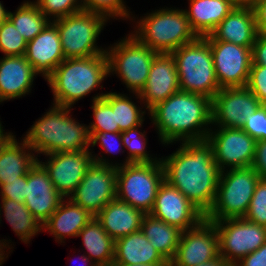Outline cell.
<instances>
[{
    "instance_id": "cell-1",
    "label": "cell",
    "mask_w": 266,
    "mask_h": 266,
    "mask_svg": "<svg viewBox=\"0 0 266 266\" xmlns=\"http://www.w3.org/2000/svg\"><path fill=\"white\" fill-rule=\"evenodd\" d=\"M181 144L170 156L161 158L165 181L206 215L214 204L221 170L207 140Z\"/></svg>"
},
{
    "instance_id": "cell-2",
    "label": "cell",
    "mask_w": 266,
    "mask_h": 266,
    "mask_svg": "<svg viewBox=\"0 0 266 266\" xmlns=\"http://www.w3.org/2000/svg\"><path fill=\"white\" fill-rule=\"evenodd\" d=\"M148 114L151 115V121L163 144L180 140H206L211 130L208 125H212V100L200 94L179 90L158 103Z\"/></svg>"
},
{
    "instance_id": "cell-3",
    "label": "cell",
    "mask_w": 266,
    "mask_h": 266,
    "mask_svg": "<svg viewBox=\"0 0 266 266\" xmlns=\"http://www.w3.org/2000/svg\"><path fill=\"white\" fill-rule=\"evenodd\" d=\"M71 107L54 105L36 121L27 134L25 143L31 150L48 155L56 152L90 150L88 126L69 116Z\"/></svg>"
},
{
    "instance_id": "cell-4",
    "label": "cell",
    "mask_w": 266,
    "mask_h": 266,
    "mask_svg": "<svg viewBox=\"0 0 266 266\" xmlns=\"http://www.w3.org/2000/svg\"><path fill=\"white\" fill-rule=\"evenodd\" d=\"M108 72L107 54L67 58L45 79L54 96V105L72 107L102 83Z\"/></svg>"
},
{
    "instance_id": "cell-5",
    "label": "cell",
    "mask_w": 266,
    "mask_h": 266,
    "mask_svg": "<svg viewBox=\"0 0 266 266\" xmlns=\"http://www.w3.org/2000/svg\"><path fill=\"white\" fill-rule=\"evenodd\" d=\"M137 23L132 35L156 53L171 54L198 38L182 9L155 10Z\"/></svg>"
},
{
    "instance_id": "cell-6",
    "label": "cell",
    "mask_w": 266,
    "mask_h": 266,
    "mask_svg": "<svg viewBox=\"0 0 266 266\" xmlns=\"http://www.w3.org/2000/svg\"><path fill=\"white\" fill-rule=\"evenodd\" d=\"M171 54L176 62L180 90L212 100L221 88L215 74L210 43L204 37H198Z\"/></svg>"
},
{
    "instance_id": "cell-7",
    "label": "cell",
    "mask_w": 266,
    "mask_h": 266,
    "mask_svg": "<svg viewBox=\"0 0 266 266\" xmlns=\"http://www.w3.org/2000/svg\"><path fill=\"white\" fill-rule=\"evenodd\" d=\"M260 178L252 167L222 171L214 204L205 219L244 218Z\"/></svg>"
},
{
    "instance_id": "cell-8",
    "label": "cell",
    "mask_w": 266,
    "mask_h": 266,
    "mask_svg": "<svg viewBox=\"0 0 266 266\" xmlns=\"http://www.w3.org/2000/svg\"><path fill=\"white\" fill-rule=\"evenodd\" d=\"M164 180L160 158L158 162L121 166L117 168L116 198L149 214Z\"/></svg>"
},
{
    "instance_id": "cell-9",
    "label": "cell",
    "mask_w": 266,
    "mask_h": 266,
    "mask_svg": "<svg viewBox=\"0 0 266 266\" xmlns=\"http://www.w3.org/2000/svg\"><path fill=\"white\" fill-rule=\"evenodd\" d=\"M107 21L105 17L87 11L52 20L58 29L65 59L106 53L107 49L96 46V41Z\"/></svg>"
},
{
    "instance_id": "cell-10",
    "label": "cell",
    "mask_w": 266,
    "mask_h": 266,
    "mask_svg": "<svg viewBox=\"0 0 266 266\" xmlns=\"http://www.w3.org/2000/svg\"><path fill=\"white\" fill-rule=\"evenodd\" d=\"M108 72L118 73L126 88L139 94L145 86L154 57L158 54L132 34L106 50Z\"/></svg>"
},
{
    "instance_id": "cell-11",
    "label": "cell",
    "mask_w": 266,
    "mask_h": 266,
    "mask_svg": "<svg viewBox=\"0 0 266 266\" xmlns=\"http://www.w3.org/2000/svg\"><path fill=\"white\" fill-rule=\"evenodd\" d=\"M208 221L217 228L220 257L232 266L266 242V227L245 218Z\"/></svg>"
},
{
    "instance_id": "cell-12",
    "label": "cell",
    "mask_w": 266,
    "mask_h": 266,
    "mask_svg": "<svg viewBox=\"0 0 266 266\" xmlns=\"http://www.w3.org/2000/svg\"><path fill=\"white\" fill-rule=\"evenodd\" d=\"M218 129L210 130L206 140L212 145L214 160L221 172L227 167H252L257 140L242 128Z\"/></svg>"
},
{
    "instance_id": "cell-13",
    "label": "cell",
    "mask_w": 266,
    "mask_h": 266,
    "mask_svg": "<svg viewBox=\"0 0 266 266\" xmlns=\"http://www.w3.org/2000/svg\"><path fill=\"white\" fill-rule=\"evenodd\" d=\"M117 168L93 162L70 199L96 216L116 198Z\"/></svg>"
},
{
    "instance_id": "cell-14",
    "label": "cell",
    "mask_w": 266,
    "mask_h": 266,
    "mask_svg": "<svg viewBox=\"0 0 266 266\" xmlns=\"http://www.w3.org/2000/svg\"><path fill=\"white\" fill-rule=\"evenodd\" d=\"M219 257L217 228L204 218L194 228L182 231L176 255L169 266H196Z\"/></svg>"
},
{
    "instance_id": "cell-15",
    "label": "cell",
    "mask_w": 266,
    "mask_h": 266,
    "mask_svg": "<svg viewBox=\"0 0 266 266\" xmlns=\"http://www.w3.org/2000/svg\"><path fill=\"white\" fill-rule=\"evenodd\" d=\"M220 88L246 87L252 49L224 41H208Z\"/></svg>"
},
{
    "instance_id": "cell-16",
    "label": "cell",
    "mask_w": 266,
    "mask_h": 266,
    "mask_svg": "<svg viewBox=\"0 0 266 266\" xmlns=\"http://www.w3.org/2000/svg\"><path fill=\"white\" fill-rule=\"evenodd\" d=\"M49 156L47 162H38L49 174L56 191L64 198H69L94 162L89 150L77 152H56Z\"/></svg>"
},
{
    "instance_id": "cell-17",
    "label": "cell",
    "mask_w": 266,
    "mask_h": 266,
    "mask_svg": "<svg viewBox=\"0 0 266 266\" xmlns=\"http://www.w3.org/2000/svg\"><path fill=\"white\" fill-rule=\"evenodd\" d=\"M260 106L247 87L222 88L212 99V125L242 128L246 118Z\"/></svg>"
},
{
    "instance_id": "cell-18",
    "label": "cell",
    "mask_w": 266,
    "mask_h": 266,
    "mask_svg": "<svg viewBox=\"0 0 266 266\" xmlns=\"http://www.w3.org/2000/svg\"><path fill=\"white\" fill-rule=\"evenodd\" d=\"M149 214L182 231L194 228L205 218L195 205L165 180L158 189Z\"/></svg>"
},
{
    "instance_id": "cell-19",
    "label": "cell",
    "mask_w": 266,
    "mask_h": 266,
    "mask_svg": "<svg viewBox=\"0 0 266 266\" xmlns=\"http://www.w3.org/2000/svg\"><path fill=\"white\" fill-rule=\"evenodd\" d=\"M180 90L176 62L172 54L158 53L152 62L145 86L136 98L150 111ZM145 101V102H144Z\"/></svg>"
},
{
    "instance_id": "cell-20",
    "label": "cell",
    "mask_w": 266,
    "mask_h": 266,
    "mask_svg": "<svg viewBox=\"0 0 266 266\" xmlns=\"http://www.w3.org/2000/svg\"><path fill=\"white\" fill-rule=\"evenodd\" d=\"M24 204L42 224L56 211L64 199L49 178L48 172L37 161L26 174Z\"/></svg>"
},
{
    "instance_id": "cell-21",
    "label": "cell",
    "mask_w": 266,
    "mask_h": 266,
    "mask_svg": "<svg viewBox=\"0 0 266 266\" xmlns=\"http://www.w3.org/2000/svg\"><path fill=\"white\" fill-rule=\"evenodd\" d=\"M24 56L45 79L65 60L58 29L52 22L27 43Z\"/></svg>"
},
{
    "instance_id": "cell-22",
    "label": "cell",
    "mask_w": 266,
    "mask_h": 266,
    "mask_svg": "<svg viewBox=\"0 0 266 266\" xmlns=\"http://www.w3.org/2000/svg\"><path fill=\"white\" fill-rule=\"evenodd\" d=\"M258 35L252 8L234 7L211 32L207 41H224L252 49Z\"/></svg>"
},
{
    "instance_id": "cell-23",
    "label": "cell",
    "mask_w": 266,
    "mask_h": 266,
    "mask_svg": "<svg viewBox=\"0 0 266 266\" xmlns=\"http://www.w3.org/2000/svg\"><path fill=\"white\" fill-rule=\"evenodd\" d=\"M39 73L24 55L5 56L0 59V102L17 99L31 90ZM35 76V77H34Z\"/></svg>"
},
{
    "instance_id": "cell-24",
    "label": "cell",
    "mask_w": 266,
    "mask_h": 266,
    "mask_svg": "<svg viewBox=\"0 0 266 266\" xmlns=\"http://www.w3.org/2000/svg\"><path fill=\"white\" fill-rule=\"evenodd\" d=\"M144 215L141 210L115 198L95 217L108 235L116 241L141 230Z\"/></svg>"
},
{
    "instance_id": "cell-25",
    "label": "cell",
    "mask_w": 266,
    "mask_h": 266,
    "mask_svg": "<svg viewBox=\"0 0 266 266\" xmlns=\"http://www.w3.org/2000/svg\"><path fill=\"white\" fill-rule=\"evenodd\" d=\"M189 10H184L190 27L198 37L210 35L233 10L232 0H189Z\"/></svg>"
},
{
    "instance_id": "cell-26",
    "label": "cell",
    "mask_w": 266,
    "mask_h": 266,
    "mask_svg": "<svg viewBox=\"0 0 266 266\" xmlns=\"http://www.w3.org/2000/svg\"><path fill=\"white\" fill-rule=\"evenodd\" d=\"M169 264L141 230L115 241L113 265Z\"/></svg>"
},
{
    "instance_id": "cell-27",
    "label": "cell",
    "mask_w": 266,
    "mask_h": 266,
    "mask_svg": "<svg viewBox=\"0 0 266 266\" xmlns=\"http://www.w3.org/2000/svg\"><path fill=\"white\" fill-rule=\"evenodd\" d=\"M91 218L93 215L83 207L78 206L70 198L66 202L64 198L56 211L42 224V229L48 230L57 242L62 243L65 236L77 237Z\"/></svg>"
},
{
    "instance_id": "cell-28",
    "label": "cell",
    "mask_w": 266,
    "mask_h": 266,
    "mask_svg": "<svg viewBox=\"0 0 266 266\" xmlns=\"http://www.w3.org/2000/svg\"><path fill=\"white\" fill-rule=\"evenodd\" d=\"M15 138L11 135L0 148V186L26 175L38 161L25 141Z\"/></svg>"
},
{
    "instance_id": "cell-29",
    "label": "cell",
    "mask_w": 266,
    "mask_h": 266,
    "mask_svg": "<svg viewBox=\"0 0 266 266\" xmlns=\"http://www.w3.org/2000/svg\"><path fill=\"white\" fill-rule=\"evenodd\" d=\"M88 258L97 266H112L115 255V240L103 229L95 216L79 231Z\"/></svg>"
},
{
    "instance_id": "cell-30",
    "label": "cell",
    "mask_w": 266,
    "mask_h": 266,
    "mask_svg": "<svg viewBox=\"0 0 266 266\" xmlns=\"http://www.w3.org/2000/svg\"><path fill=\"white\" fill-rule=\"evenodd\" d=\"M141 231L150 244L170 263L176 255L182 230L150 214H145L141 223Z\"/></svg>"
},
{
    "instance_id": "cell-31",
    "label": "cell",
    "mask_w": 266,
    "mask_h": 266,
    "mask_svg": "<svg viewBox=\"0 0 266 266\" xmlns=\"http://www.w3.org/2000/svg\"><path fill=\"white\" fill-rule=\"evenodd\" d=\"M1 199L0 209H3L5 219L20 240L28 243L34 235L43 230L42 223L33 216L24 203L7 198Z\"/></svg>"
},
{
    "instance_id": "cell-32",
    "label": "cell",
    "mask_w": 266,
    "mask_h": 266,
    "mask_svg": "<svg viewBox=\"0 0 266 266\" xmlns=\"http://www.w3.org/2000/svg\"><path fill=\"white\" fill-rule=\"evenodd\" d=\"M8 19L13 23L24 40L28 43L34 39L51 22L34 2H24L17 11L8 13Z\"/></svg>"
},
{
    "instance_id": "cell-33",
    "label": "cell",
    "mask_w": 266,
    "mask_h": 266,
    "mask_svg": "<svg viewBox=\"0 0 266 266\" xmlns=\"http://www.w3.org/2000/svg\"><path fill=\"white\" fill-rule=\"evenodd\" d=\"M130 128L129 130H125L121 132V137H122V143L125 148L129 150V154L126 157L123 164H110L108 160L106 161V158L102 159L97 156H92L93 160L95 163L102 164V165H109L113 166L115 168H119L121 166H126L130 163H153V162H158L159 159L157 160L156 157L153 159L151 156L148 154L146 150V144H147V139L145 134L140 132L138 130V127ZM145 137V138H144ZM150 156V157H149ZM97 157V158H96ZM120 165V166H119Z\"/></svg>"
},
{
    "instance_id": "cell-34",
    "label": "cell",
    "mask_w": 266,
    "mask_h": 266,
    "mask_svg": "<svg viewBox=\"0 0 266 266\" xmlns=\"http://www.w3.org/2000/svg\"><path fill=\"white\" fill-rule=\"evenodd\" d=\"M115 111V126H119L121 132L140 126L144 121L145 111L135 105L124 94L110 92L103 97Z\"/></svg>"
},
{
    "instance_id": "cell-35",
    "label": "cell",
    "mask_w": 266,
    "mask_h": 266,
    "mask_svg": "<svg viewBox=\"0 0 266 266\" xmlns=\"http://www.w3.org/2000/svg\"><path fill=\"white\" fill-rule=\"evenodd\" d=\"M106 94L93 97L92 106L94 122L88 126L89 132H121L119 126H115V111L103 98Z\"/></svg>"
},
{
    "instance_id": "cell-36",
    "label": "cell",
    "mask_w": 266,
    "mask_h": 266,
    "mask_svg": "<svg viewBox=\"0 0 266 266\" xmlns=\"http://www.w3.org/2000/svg\"><path fill=\"white\" fill-rule=\"evenodd\" d=\"M26 46L27 42L18 29L7 19L0 26V51L5 56L25 55Z\"/></svg>"
},
{
    "instance_id": "cell-37",
    "label": "cell",
    "mask_w": 266,
    "mask_h": 266,
    "mask_svg": "<svg viewBox=\"0 0 266 266\" xmlns=\"http://www.w3.org/2000/svg\"><path fill=\"white\" fill-rule=\"evenodd\" d=\"M78 2V0H37L35 3L48 19L53 16L54 20H57L83 11V3Z\"/></svg>"
},
{
    "instance_id": "cell-38",
    "label": "cell",
    "mask_w": 266,
    "mask_h": 266,
    "mask_svg": "<svg viewBox=\"0 0 266 266\" xmlns=\"http://www.w3.org/2000/svg\"><path fill=\"white\" fill-rule=\"evenodd\" d=\"M81 2H83V11L99 14L107 20L110 17L130 18V12L123 0H81Z\"/></svg>"
},
{
    "instance_id": "cell-39",
    "label": "cell",
    "mask_w": 266,
    "mask_h": 266,
    "mask_svg": "<svg viewBox=\"0 0 266 266\" xmlns=\"http://www.w3.org/2000/svg\"><path fill=\"white\" fill-rule=\"evenodd\" d=\"M244 218L266 227V178H260L255 187L248 211Z\"/></svg>"
},
{
    "instance_id": "cell-40",
    "label": "cell",
    "mask_w": 266,
    "mask_h": 266,
    "mask_svg": "<svg viewBox=\"0 0 266 266\" xmlns=\"http://www.w3.org/2000/svg\"><path fill=\"white\" fill-rule=\"evenodd\" d=\"M246 87L266 106V66L251 65Z\"/></svg>"
},
{
    "instance_id": "cell-41",
    "label": "cell",
    "mask_w": 266,
    "mask_h": 266,
    "mask_svg": "<svg viewBox=\"0 0 266 266\" xmlns=\"http://www.w3.org/2000/svg\"><path fill=\"white\" fill-rule=\"evenodd\" d=\"M242 129L256 140H266V106L261 105L249 115Z\"/></svg>"
},
{
    "instance_id": "cell-42",
    "label": "cell",
    "mask_w": 266,
    "mask_h": 266,
    "mask_svg": "<svg viewBox=\"0 0 266 266\" xmlns=\"http://www.w3.org/2000/svg\"><path fill=\"white\" fill-rule=\"evenodd\" d=\"M89 135L90 144L92 145L91 147L96 146L97 142L99 141L100 146L106 153H115L117 152V148L118 151L121 152L120 150L123 147L121 132H89ZM116 143L118 144L116 145Z\"/></svg>"
},
{
    "instance_id": "cell-43",
    "label": "cell",
    "mask_w": 266,
    "mask_h": 266,
    "mask_svg": "<svg viewBox=\"0 0 266 266\" xmlns=\"http://www.w3.org/2000/svg\"><path fill=\"white\" fill-rule=\"evenodd\" d=\"M0 191L1 198H7L24 203L26 197V175L1 185Z\"/></svg>"
},
{
    "instance_id": "cell-44",
    "label": "cell",
    "mask_w": 266,
    "mask_h": 266,
    "mask_svg": "<svg viewBox=\"0 0 266 266\" xmlns=\"http://www.w3.org/2000/svg\"><path fill=\"white\" fill-rule=\"evenodd\" d=\"M252 168L261 178H266V140H257Z\"/></svg>"
},
{
    "instance_id": "cell-45",
    "label": "cell",
    "mask_w": 266,
    "mask_h": 266,
    "mask_svg": "<svg viewBox=\"0 0 266 266\" xmlns=\"http://www.w3.org/2000/svg\"><path fill=\"white\" fill-rule=\"evenodd\" d=\"M234 266H266V242Z\"/></svg>"
},
{
    "instance_id": "cell-46",
    "label": "cell",
    "mask_w": 266,
    "mask_h": 266,
    "mask_svg": "<svg viewBox=\"0 0 266 266\" xmlns=\"http://www.w3.org/2000/svg\"><path fill=\"white\" fill-rule=\"evenodd\" d=\"M252 64L266 66V35L258 34L252 46Z\"/></svg>"
},
{
    "instance_id": "cell-47",
    "label": "cell",
    "mask_w": 266,
    "mask_h": 266,
    "mask_svg": "<svg viewBox=\"0 0 266 266\" xmlns=\"http://www.w3.org/2000/svg\"><path fill=\"white\" fill-rule=\"evenodd\" d=\"M253 12L258 34L266 35V1L259 2L253 8Z\"/></svg>"
},
{
    "instance_id": "cell-48",
    "label": "cell",
    "mask_w": 266,
    "mask_h": 266,
    "mask_svg": "<svg viewBox=\"0 0 266 266\" xmlns=\"http://www.w3.org/2000/svg\"><path fill=\"white\" fill-rule=\"evenodd\" d=\"M234 7L254 8L259 0H232Z\"/></svg>"
},
{
    "instance_id": "cell-49",
    "label": "cell",
    "mask_w": 266,
    "mask_h": 266,
    "mask_svg": "<svg viewBox=\"0 0 266 266\" xmlns=\"http://www.w3.org/2000/svg\"><path fill=\"white\" fill-rule=\"evenodd\" d=\"M196 266H232L231 264L227 263L224 259H222L221 257H219L216 260L207 262V263H202L200 265H196Z\"/></svg>"
},
{
    "instance_id": "cell-50",
    "label": "cell",
    "mask_w": 266,
    "mask_h": 266,
    "mask_svg": "<svg viewBox=\"0 0 266 266\" xmlns=\"http://www.w3.org/2000/svg\"><path fill=\"white\" fill-rule=\"evenodd\" d=\"M9 11L5 10L3 4L0 1V26L8 19Z\"/></svg>"
},
{
    "instance_id": "cell-51",
    "label": "cell",
    "mask_w": 266,
    "mask_h": 266,
    "mask_svg": "<svg viewBox=\"0 0 266 266\" xmlns=\"http://www.w3.org/2000/svg\"><path fill=\"white\" fill-rule=\"evenodd\" d=\"M2 128L3 127H2L1 122H0V148L7 141V139L12 135L10 132L9 133H3L4 130Z\"/></svg>"
},
{
    "instance_id": "cell-52",
    "label": "cell",
    "mask_w": 266,
    "mask_h": 266,
    "mask_svg": "<svg viewBox=\"0 0 266 266\" xmlns=\"http://www.w3.org/2000/svg\"><path fill=\"white\" fill-rule=\"evenodd\" d=\"M81 259L83 260V262L85 263V266H97L92 260H90V258H88L86 255H82L81 256ZM84 263H83V265H84ZM89 263V265H86V264H88Z\"/></svg>"
},
{
    "instance_id": "cell-53",
    "label": "cell",
    "mask_w": 266,
    "mask_h": 266,
    "mask_svg": "<svg viewBox=\"0 0 266 266\" xmlns=\"http://www.w3.org/2000/svg\"><path fill=\"white\" fill-rule=\"evenodd\" d=\"M112 266H169V264H149V265H145V264H131V265H112Z\"/></svg>"
}]
</instances>
